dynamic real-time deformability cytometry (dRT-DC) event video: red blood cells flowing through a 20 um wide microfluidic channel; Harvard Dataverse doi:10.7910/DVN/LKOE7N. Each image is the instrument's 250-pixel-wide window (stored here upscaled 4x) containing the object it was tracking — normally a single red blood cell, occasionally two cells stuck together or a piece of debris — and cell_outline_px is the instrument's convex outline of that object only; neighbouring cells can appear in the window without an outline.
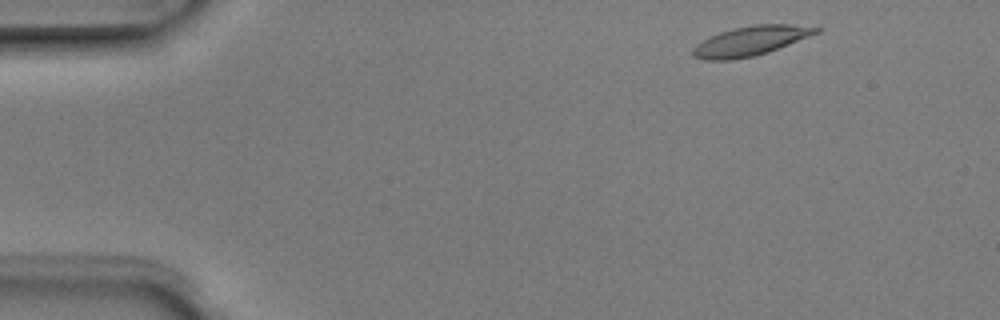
{"species": "Egyptian fruit bat (a non-hibernating species)", "species_latin": "Rousettus aegyptiacus", "temperature_condition": "room temperature", "stored_images_in_passage": 4, "camera_frame_rate_fps": 3000, "um_per_image_px": 0.085, "animal": {"sex": "male"}, "frame": {"image": 1, "passage_image": 1, "time_ms": 0.0, "image_size_px": [1000, 320], "cell_outline_px": [[820, 32], [768, 52], [752, 56], [732, 60], [704, 60], [692, 56], [692, 48], [696, 44], [720, 32], [732, 28], [756, 24], [792, 24], [820, 28]], "centroid_in_image_um": [63.78, 3.48], "position_along_channel_um": 21.2, "area_um2": 21.04}}
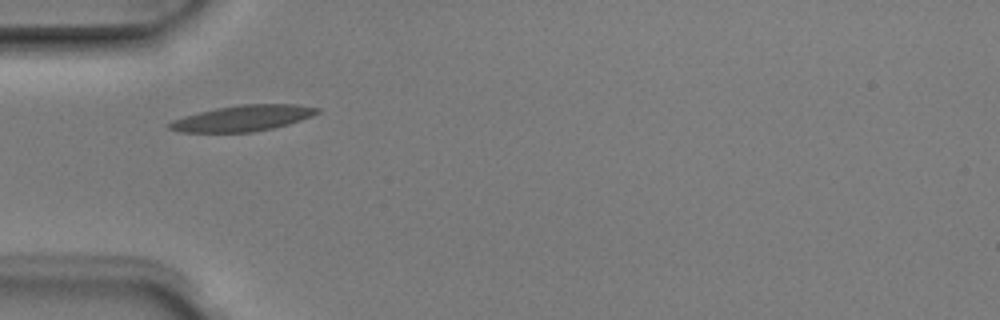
{"frame": {"image": 2, "passage_image": 4, "time_ms": 1.0, "image_size_px": [1000, 320], "cell_outline_px": [[320, 112], [312, 116], [288, 124], [272, 128], [252, 132], [180, 132], [168, 128], [168, 124], [172, 120], [184, 116], [216, 108], [240, 104], [296, 104], [320, 108]], "centroid_in_image_um": [20.64, 10.04], "position_along_channel_um": 64.4, "area_um2": 22.2}}